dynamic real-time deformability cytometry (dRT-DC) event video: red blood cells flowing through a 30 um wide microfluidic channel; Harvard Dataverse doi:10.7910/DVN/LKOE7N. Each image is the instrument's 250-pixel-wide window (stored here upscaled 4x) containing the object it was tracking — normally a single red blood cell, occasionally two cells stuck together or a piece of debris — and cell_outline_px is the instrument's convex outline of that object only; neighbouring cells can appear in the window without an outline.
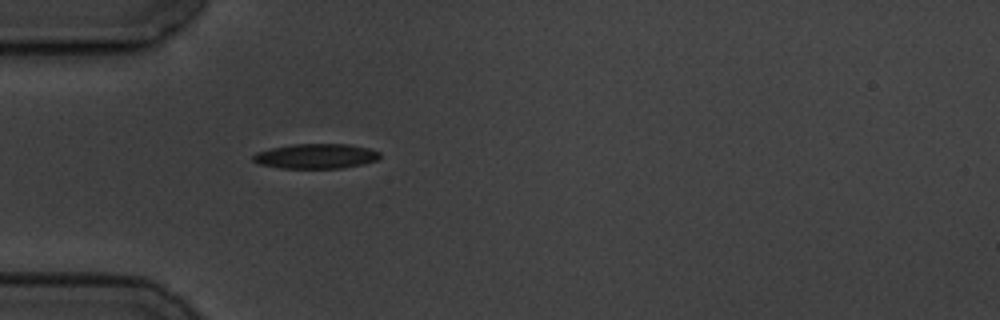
{"species": "common noctule bat (a hibernating species)", "species_latin": "Nyctalus noctula", "temperature_condition": "cold", "stored_images_in_passage": 1, "camera_frame_rate_fps": 3000, "um_per_image_px": 0.085, "animal": {"sex": "male", "body_mass_g": 19.5, "forearm_length_mm": 54.6}, "frame": {"image": 1, "passage_image": 1, "time_ms": 0.0, "image_size_px": [1000, 320], "cell_outline_px": [[380, 156], [376, 160], [364, 164], [344, 168], [280, 168], [260, 164], [252, 160], [252, 156], [256, 152], [272, 148], [292, 144], [348, 144], [368, 148], [380, 152]], "centroid_in_image_um": [26.85, 13.27], "position_along_channel_um": 58.1, "area_um2": 18.38}}